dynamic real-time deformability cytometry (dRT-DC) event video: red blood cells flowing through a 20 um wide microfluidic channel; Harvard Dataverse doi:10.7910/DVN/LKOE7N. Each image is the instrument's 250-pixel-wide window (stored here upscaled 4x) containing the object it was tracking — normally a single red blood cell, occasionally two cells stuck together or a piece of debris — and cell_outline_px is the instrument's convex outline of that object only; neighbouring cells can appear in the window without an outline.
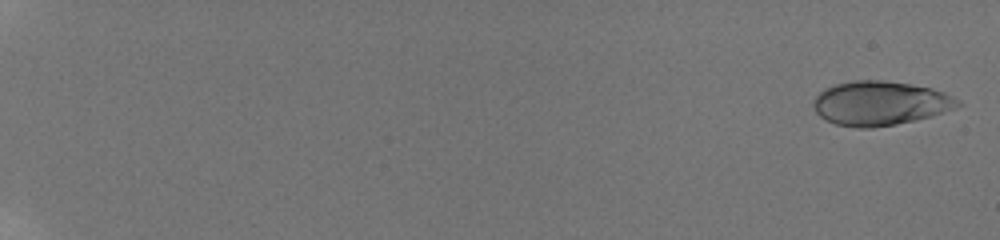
{"species": "human", "species_latin": "Homo sapiens", "temperature_condition": "room temperature", "stored_images_in_passage": 41, "camera_frame_rate_fps": 3000, "um_per_image_px": 0.085, "donor": {"sex": "male"}, "frame": {"image": 1, "passage_image": 3, "time_ms": 0.333, "image_size_px": [1000, 240], "cell_outline_px": [[964, 104], [928, 116], [896, 124], [872, 128], [856, 128], [836, 124], [820, 116], [816, 112], [812, 104], [816, 96], [824, 88], [836, 84], [852, 80], [884, 80], [912, 84], [932, 88], [944, 92], [960, 100]], "centroid_in_image_um": [74.78, 8.76], "position_along_channel_um": 10.2, "area_um2": 36.99}}
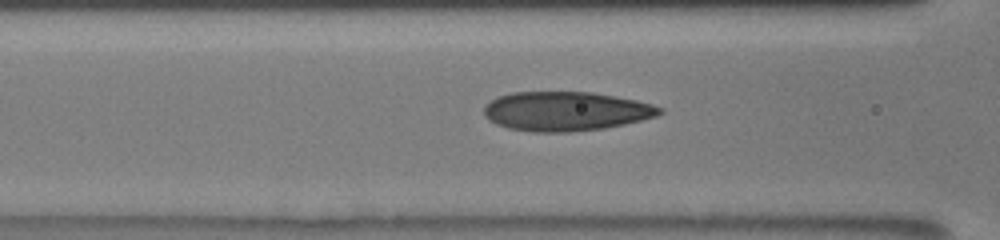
{"frame": {"image": 2, "passage_image": 31, "time_ms": 9.333, "image_size_px": [1000, 240], "cell_outline_px": [[664, 112], [656, 116], [624, 124], [604, 128], [568, 132], [532, 132], [508, 128], [496, 124], [488, 120], [484, 116], [484, 104], [500, 96], [512, 92], [592, 92], [636, 100], [652, 104], [664, 108]], "centroid_in_image_um": [48.08, 9.46], "position_along_channel_um": 118.5, "area_um2": 40.23}}
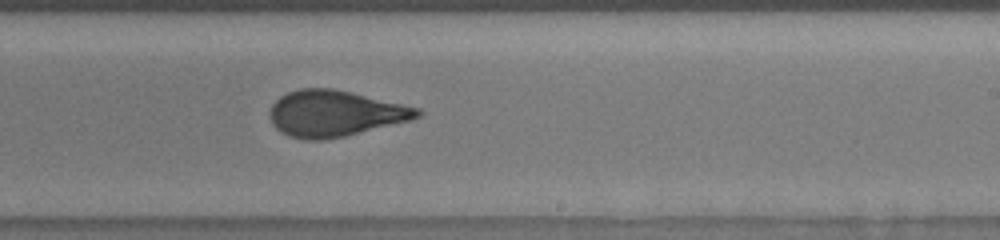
{"frame": {"image": 3, "passage_image": 41, "time_ms": 13.0, "image_size_px": [1000, 240], "cell_outline_px": [[424, 112], [420, 116], [412, 120], [344, 136], [324, 140], [304, 140], [288, 136], [280, 132], [272, 124], [268, 116], [268, 112], [272, 104], [280, 96], [288, 92], [300, 88], [332, 88], [352, 92], [420, 108]], "centroid_in_image_um": [28.44, 9.65], "position_along_channel_um": 260.6, "area_um2": 39.94}}